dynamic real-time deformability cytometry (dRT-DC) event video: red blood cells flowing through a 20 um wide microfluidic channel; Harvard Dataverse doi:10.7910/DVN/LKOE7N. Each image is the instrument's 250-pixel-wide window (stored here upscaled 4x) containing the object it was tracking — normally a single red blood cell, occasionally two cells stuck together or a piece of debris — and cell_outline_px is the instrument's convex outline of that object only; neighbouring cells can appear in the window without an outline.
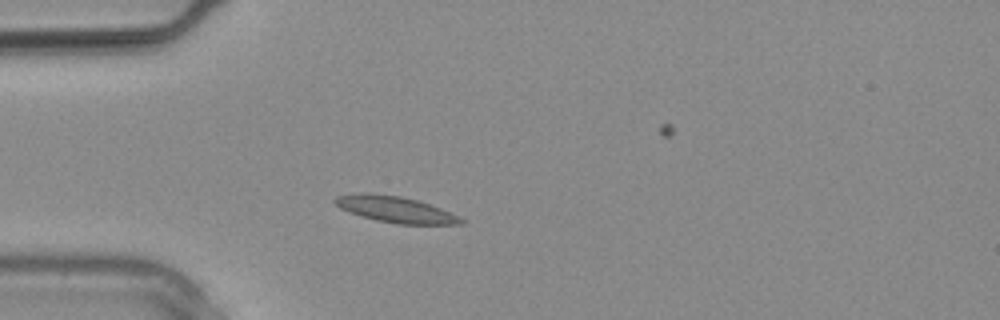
{"species": "common noctule bat (a hibernating species)", "species_latin": "Nyctalus noctula", "temperature_condition": "warm", "stored_images_in_passage": 13, "camera_frame_rate_fps": 3000, "um_per_image_px": 0.085, "animal": {"sex": "male", "body_mass_g": 20.4}, "frame": {"image": 1, "passage_image": 6, "time_ms": 1.667, "image_size_px": [1000, 320], "cell_outline_px": [[468, 220], [464, 224], [396, 224], [376, 220], [360, 216], [348, 212], [340, 208], [332, 200], [336, 196], [360, 192], [368, 192], [400, 196], [416, 200], [440, 208]], "centroid_in_image_um": [33.59, 17.8], "position_along_channel_um": 51.4, "area_um2": 19.36}}